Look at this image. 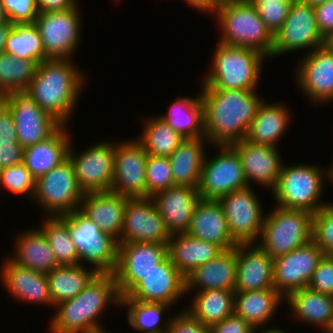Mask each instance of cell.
Wrapping results in <instances>:
<instances>
[{
    "mask_svg": "<svg viewBox=\"0 0 333 333\" xmlns=\"http://www.w3.org/2000/svg\"><path fill=\"white\" fill-rule=\"evenodd\" d=\"M205 138L212 145H232L245 138L249 124L265 100L256 90L201 87Z\"/></svg>",
    "mask_w": 333,
    "mask_h": 333,
    "instance_id": "obj_1",
    "label": "cell"
},
{
    "mask_svg": "<svg viewBox=\"0 0 333 333\" xmlns=\"http://www.w3.org/2000/svg\"><path fill=\"white\" fill-rule=\"evenodd\" d=\"M74 62V59L42 61L26 90L38 106L61 125H68L89 82L84 70Z\"/></svg>",
    "mask_w": 333,
    "mask_h": 333,
    "instance_id": "obj_2",
    "label": "cell"
},
{
    "mask_svg": "<svg viewBox=\"0 0 333 333\" xmlns=\"http://www.w3.org/2000/svg\"><path fill=\"white\" fill-rule=\"evenodd\" d=\"M120 309L121 296L114 274L98 273L74 298L54 306L49 333L107 332L100 317L109 306Z\"/></svg>",
    "mask_w": 333,
    "mask_h": 333,
    "instance_id": "obj_3",
    "label": "cell"
},
{
    "mask_svg": "<svg viewBox=\"0 0 333 333\" xmlns=\"http://www.w3.org/2000/svg\"><path fill=\"white\" fill-rule=\"evenodd\" d=\"M268 58L257 50L217 43L209 72L201 80V87L214 90H257Z\"/></svg>",
    "mask_w": 333,
    "mask_h": 333,
    "instance_id": "obj_4",
    "label": "cell"
},
{
    "mask_svg": "<svg viewBox=\"0 0 333 333\" xmlns=\"http://www.w3.org/2000/svg\"><path fill=\"white\" fill-rule=\"evenodd\" d=\"M326 181L330 182L329 164L322 168L317 163L283 162L276 185L271 190L275 205L314 214L331 203L322 200Z\"/></svg>",
    "mask_w": 333,
    "mask_h": 333,
    "instance_id": "obj_5",
    "label": "cell"
},
{
    "mask_svg": "<svg viewBox=\"0 0 333 333\" xmlns=\"http://www.w3.org/2000/svg\"><path fill=\"white\" fill-rule=\"evenodd\" d=\"M212 15L221 30L219 42L254 49L271 59L274 36L249 0L218 5Z\"/></svg>",
    "mask_w": 333,
    "mask_h": 333,
    "instance_id": "obj_6",
    "label": "cell"
},
{
    "mask_svg": "<svg viewBox=\"0 0 333 333\" xmlns=\"http://www.w3.org/2000/svg\"><path fill=\"white\" fill-rule=\"evenodd\" d=\"M265 214L256 244L271 258L287 254L312 240V213L273 206Z\"/></svg>",
    "mask_w": 333,
    "mask_h": 333,
    "instance_id": "obj_7",
    "label": "cell"
},
{
    "mask_svg": "<svg viewBox=\"0 0 333 333\" xmlns=\"http://www.w3.org/2000/svg\"><path fill=\"white\" fill-rule=\"evenodd\" d=\"M59 217L69 227L78 254V264L91 266L98 273L113 274L117 266V240L102 232L79 209Z\"/></svg>",
    "mask_w": 333,
    "mask_h": 333,
    "instance_id": "obj_8",
    "label": "cell"
},
{
    "mask_svg": "<svg viewBox=\"0 0 333 333\" xmlns=\"http://www.w3.org/2000/svg\"><path fill=\"white\" fill-rule=\"evenodd\" d=\"M84 194L67 159L36 180L32 202L47 217H59L78 210Z\"/></svg>",
    "mask_w": 333,
    "mask_h": 333,
    "instance_id": "obj_9",
    "label": "cell"
},
{
    "mask_svg": "<svg viewBox=\"0 0 333 333\" xmlns=\"http://www.w3.org/2000/svg\"><path fill=\"white\" fill-rule=\"evenodd\" d=\"M81 12L79 5L64 11L39 12L34 23L49 59L74 58L82 42Z\"/></svg>",
    "mask_w": 333,
    "mask_h": 333,
    "instance_id": "obj_10",
    "label": "cell"
},
{
    "mask_svg": "<svg viewBox=\"0 0 333 333\" xmlns=\"http://www.w3.org/2000/svg\"><path fill=\"white\" fill-rule=\"evenodd\" d=\"M217 151L206 155L197 187L203 200H218L233 191L248 187L237 151L231 145H211Z\"/></svg>",
    "mask_w": 333,
    "mask_h": 333,
    "instance_id": "obj_11",
    "label": "cell"
},
{
    "mask_svg": "<svg viewBox=\"0 0 333 333\" xmlns=\"http://www.w3.org/2000/svg\"><path fill=\"white\" fill-rule=\"evenodd\" d=\"M323 36L319 32L314 6L303 0L292 2L287 18L274 36L271 58L282 54L306 50L307 54L322 47Z\"/></svg>",
    "mask_w": 333,
    "mask_h": 333,
    "instance_id": "obj_12",
    "label": "cell"
},
{
    "mask_svg": "<svg viewBox=\"0 0 333 333\" xmlns=\"http://www.w3.org/2000/svg\"><path fill=\"white\" fill-rule=\"evenodd\" d=\"M74 145L71 142L68 159L84 193L111 191L116 141L107 140L88 145L80 154L74 150Z\"/></svg>",
    "mask_w": 333,
    "mask_h": 333,
    "instance_id": "obj_13",
    "label": "cell"
},
{
    "mask_svg": "<svg viewBox=\"0 0 333 333\" xmlns=\"http://www.w3.org/2000/svg\"><path fill=\"white\" fill-rule=\"evenodd\" d=\"M253 186L233 191L218 199L232 238L238 244L256 243L263 227L265 212Z\"/></svg>",
    "mask_w": 333,
    "mask_h": 333,
    "instance_id": "obj_14",
    "label": "cell"
},
{
    "mask_svg": "<svg viewBox=\"0 0 333 333\" xmlns=\"http://www.w3.org/2000/svg\"><path fill=\"white\" fill-rule=\"evenodd\" d=\"M0 100L13 116L18 142L23 148L46 140L61 126L26 91L10 93Z\"/></svg>",
    "mask_w": 333,
    "mask_h": 333,
    "instance_id": "obj_15",
    "label": "cell"
},
{
    "mask_svg": "<svg viewBox=\"0 0 333 333\" xmlns=\"http://www.w3.org/2000/svg\"><path fill=\"white\" fill-rule=\"evenodd\" d=\"M168 256V244L118 243L114 277L120 296H125L147 273Z\"/></svg>",
    "mask_w": 333,
    "mask_h": 333,
    "instance_id": "obj_16",
    "label": "cell"
},
{
    "mask_svg": "<svg viewBox=\"0 0 333 333\" xmlns=\"http://www.w3.org/2000/svg\"><path fill=\"white\" fill-rule=\"evenodd\" d=\"M147 152L136 139L116 141L111 192L129 198H147Z\"/></svg>",
    "mask_w": 333,
    "mask_h": 333,
    "instance_id": "obj_17",
    "label": "cell"
},
{
    "mask_svg": "<svg viewBox=\"0 0 333 333\" xmlns=\"http://www.w3.org/2000/svg\"><path fill=\"white\" fill-rule=\"evenodd\" d=\"M302 56L294 70L297 89L315 105L332 104L333 53L322 46Z\"/></svg>",
    "mask_w": 333,
    "mask_h": 333,
    "instance_id": "obj_18",
    "label": "cell"
},
{
    "mask_svg": "<svg viewBox=\"0 0 333 333\" xmlns=\"http://www.w3.org/2000/svg\"><path fill=\"white\" fill-rule=\"evenodd\" d=\"M171 233L152 198H129L118 243L168 244Z\"/></svg>",
    "mask_w": 333,
    "mask_h": 333,
    "instance_id": "obj_19",
    "label": "cell"
},
{
    "mask_svg": "<svg viewBox=\"0 0 333 333\" xmlns=\"http://www.w3.org/2000/svg\"><path fill=\"white\" fill-rule=\"evenodd\" d=\"M324 255L311 240L287 254L274 258V288L285 298L289 293L307 287Z\"/></svg>",
    "mask_w": 333,
    "mask_h": 333,
    "instance_id": "obj_20",
    "label": "cell"
},
{
    "mask_svg": "<svg viewBox=\"0 0 333 333\" xmlns=\"http://www.w3.org/2000/svg\"><path fill=\"white\" fill-rule=\"evenodd\" d=\"M186 295V278L167 256L125 296L132 300L165 303L173 307Z\"/></svg>",
    "mask_w": 333,
    "mask_h": 333,
    "instance_id": "obj_21",
    "label": "cell"
},
{
    "mask_svg": "<svg viewBox=\"0 0 333 333\" xmlns=\"http://www.w3.org/2000/svg\"><path fill=\"white\" fill-rule=\"evenodd\" d=\"M0 264V283L9 298L22 303L51 306L52 302L46 274L36 272L14 263L7 254Z\"/></svg>",
    "mask_w": 333,
    "mask_h": 333,
    "instance_id": "obj_22",
    "label": "cell"
},
{
    "mask_svg": "<svg viewBox=\"0 0 333 333\" xmlns=\"http://www.w3.org/2000/svg\"><path fill=\"white\" fill-rule=\"evenodd\" d=\"M238 153L248 186L260 185L272 190L276 185L283 160L279 148L259 145L243 139L231 145ZM252 182V184L250 183Z\"/></svg>",
    "mask_w": 333,
    "mask_h": 333,
    "instance_id": "obj_23",
    "label": "cell"
},
{
    "mask_svg": "<svg viewBox=\"0 0 333 333\" xmlns=\"http://www.w3.org/2000/svg\"><path fill=\"white\" fill-rule=\"evenodd\" d=\"M235 291L274 288L273 258L256 243L237 244Z\"/></svg>",
    "mask_w": 333,
    "mask_h": 333,
    "instance_id": "obj_24",
    "label": "cell"
},
{
    "mask_svg": "<svg viewBox=\"0 0 333 333\" xmlns=\"http://www.w3.org/2000/svg\"><path fill=\"white\" fill-rule=\"evenodd\" d=\"M200 199L197 188L179 185L169 187L152 197L171 234L186 233Z\"/></svg>",
    "mask_w": 333,
    "mask_h": 333,
    "instance_id": "obj_25",
    "label": "cell"
},
{
    "mask_svg": "<svg viewBox=\"0 0 333 333\" xmlns=\"http://www.w3.org/2000/svg\"><path fill=\"white\" fill-rule=\"evenodd\" d=\"M186 233L216 244L223 251L233 249L238 244L229 232L223 208L218 200H199Z\"/></svg>",
    "mask_w": 333,
    "mask_h": 333,
    "instance_id": "obj_26",
    "label": "cell"
},
{
    "mask_svg": "<svg viewBox=\"0 0 333 333\" xmlns=\"http://www.w3.org/2000/svg\"><path fill=\"white\" fill-rule=\"evenodd\" d=\"M236 247L223 251L215 259L200 265L186 278V294L212 289L235 291Z\"/></svg>",
    "mask_w": 333,
    "mask_h": 333,
    "instance_id": "obj_27",
    "label": "cell"
},
{
    "mask_svg": "<svg viewBox=\"0 0 333 333\" xmlns=\"http://www.w3.org/2000/svg\"><path fill=\"white\" fill-rule=\"evenodd\" d=\"M128 199L129 197L111 191L88 192L84 194L79 210L102 232L110 234L118 241Z\"/></svg>",
    "mask_w": 333,
    "mask_h": 333,
    "instance_id": "obj_28",
    "label": "cell"
},
{
    "mask_svg": "<svg viewBox=\"0 0 333 333\" xmlns=\"http://www.w3.org/2000/svg\"><path fill=\"white\" fill-rule=\"evenodd\" d=\"M68 125H61L46 140L23 149L22 163L37 180L68 159L73 135Z\"/></svg>",
    "mask_w": 333,
    "mask_h": 333,
    "instance_id": "obj_29",
    "label": "cell"
},
{
    "mask_svg": "<svg viewBox=\"0 0 333 333\" xmlns=\"http://www.w3.org/2000/svg\"><path fill=\"white\" fill-rule=\"evenodd\" d=\"M288 304V315L306 326L318 327L325 333L333 321V296L301 288L285 297ZM295 317V318H294Z\"/></svg>",
    "mask_w": 333,
    "mask_h": 333,
    "instance_id": "obj_30",
    "label": "cell"
},
{
    "mask_svg": "<svg viewBox=\"0 0 333 333\" xmlns=\"http://www.w3.org/2000/svg\"><path fill=\"white\" fill-rule=\"evenodd\" d=\"M16 235L12 239L14 250L8 256L14 263L42 274L50 273L59 266L44 233L38 227L25 229Z\"/></svg>",
    "mask_w": 333,
    "mask_h": 333,
    "instance_id": "obj_31",
    "label": "cell"
},
{
    "mask_svg": "<svg viewBox=\"0 0 333 333\" xmlns=\"http://www.w3.org/2000/svg\"><path fill=\"white\" fill-rule=\"evenodd\" d=\"M290 112L285 104L271 103L265 99L249 124L244 139L254 144L279 148L278 141L290 127L291 115H294Z\"/></svg>",
    "mask_w": 333,
    "mask_h": 333,
    "instance_id": "obj_32",
    "label": "cell"
},
{
    "mask_svg": "<svg viewBox=\"0 0 333 333\" xmlns=\"http://www.w3.org/2000/svg\"><path fill=\"white\" fill-rule=\"evenodd\" d=\"M209 145L212 144L205 137L186 138L170 154L168 158L174 185L198 187L201 170L207 155L205 148H209Z\"/></svg>",
    "mask_w": 333,
    "mask_h": 333,
    "instance_id": "obj_33",
    "label": "cell"
},
{
    "mask_svg": "<svg viewBox=\"0 0 333 333\" xmlns=\"http://www.w3.org/2000/svg\"><path fill=\"white\" fill-rule=\"evenodd\" d=\"M222 252L218 245L197 239L187 233L171 234L168 242V256L185 277Z\"/></svg>",
    "mask_w": 333,
    "mask_h": 333,
    "instance_id": "obj_34",
    "label": "cell"
},
{
    "mask_svg": "<svg viewBox=\"0 0 333 333\" xmlns=\"http://www.w3.org/2000/svg\"><path fill=\"white\" fill-rule=\"evenodd\" d=\"M284 301L285 298L275 288L235 291L234 313L253 327L270 326L278 308H281L280 304Z\"/></svg>",
    "mask_w": 333,
    "mask_h": 333,
    "instance_id": "obj_35",
    "label": "cell"
},
{
    "mask_svg": "<svg viewBox=\"0 0 333 333\" xmlns=\"http://www.w3.org/2000/svg\"><path fill=\"white\" fill-rule=\"evenodd\" d=\"M184 139L205 137L204 107L200 97L178 96L167 113L157 115Z\"/></svg>",
    "mask_w": 333,
    "mask_h": 333,
    "instance_id": "obj_36",
    "label": "cell"
},
{
    "mask_svg": "<svg viewBox=\"0 0 333 333\" xmlns=\"http://www.w3.org/2000/svg\"><path fill=\"white\" fill-rule=\"evenodd\" d=\"M190 303L184 306L195 320L210 327L234 313L235 291L212 289L191 294ZM191 304V305H190Z\"/></svg>",
    "mask_w": 333,
    "mask_h": 333,
    "instance_id": "obj_37",
    "label": "cell"
},
{
    "mask_svg": "<svg viewBox=\"0 0 333 333\" xmlns=\"http://www.w3.org/2000/svg\"><path fill=\"white\" fill-rule=\"evenodd\" d=\"M98 274L85 265H59L47 273L49 292L55 305L77 296Z\"/></svg>",
    "mask_w": 333,
    "mask_h": 333,
    "instance_id": "obj_38",
    "label": "cell"
},
{
    "mask_svg": "<svg viewBox=\"0 0 333 333\" xmlns=\"http://www.w3.org/2000/svg\"><path fill=\"white\" fill-rule=\"evenodd\" d=\"M121 307L127 310L128 325L139 333H166L173 315V313L170 316L164 314L172 307L168 304L141 302L126 296L121 297Z\"/></svg>",
    "mask_w": 333,
    "mask_h": 333,
    "instance_id": "obj_39",
    "label": "cell"
},
{
    "mask_svg": "<svg viewBox=\"0 0 333 333\" xmlns=\"http://www.w3.org/2000/svg\"><path fill=\"white\" fill-rule=\"evenodd\" d=\"M137 140L148 155L169 157L184 138L157 115L148 116Z\"/></svg>",
    "mask_w": 333,
    "mask_h": 333,
    "instance_id": "obj_40",
    "label": "cell"
},
{
    "mask_svg": "<svg viewBox=\"0 0 333 333\" xmlns=\"http://www.w3.org/2000/svg\"><path fill=\"white\" fill-rule=\"evenodd\" d=\"M38 63L0 53V99L10 93L26 91L36 73Z\"/></svg>",
    "mask_w": 333,
    "mask_h": 333,
    "instance_id": "obj_41",
    "label": "cell"
},
{
    "mask_svg": "<svg viewBox=\"0 0 333 333\" xmlns=\"http://www.w3.org/2000/svg\"><path fill=\"white\" fill-rule=\"evenodd\" d=\"M4 52L16 58L36 61L38 64L49 59L45 55L42 39L35 23L14 24Z\"/></svg>",
    "mask_w": 333,
    "mask_h": 333,
    "instance_id": "obj_42",
    "label": "cell"
},
{
    "mask_svg": "<svg viewBox=\"0 0 333 333\" xmlns=\"http://www.w3.org/2000/svg\"><path fill=\"white\" fill-rule=\"evenodd\" d=\"M44 218V219H43ZM38 228L44 233L59 265L78 264V254L68 225L60 217H43Z\"/></svg>",
    "mask_w": 333,
    "mask_h": 333,
    "instance_id": "obj_43",
    "label": "cell"
},
{
    "mask_svg": "<svg viewBox=\"0 0 333 333\" xmlns=\"http://www.w3.org/2000/svg\"><path fill=\"white\" fill-rule=\"evenodd\" d=\"M36 179L23 163L0 169V189L33 199Z\"/></svg>",
    "mask_w": 333,
    "mask_h": 333,
    "instance_id": "obj_44",
    "label": "cell"
},
{
    "mask_svg": "<svg viewBox=\"0 0 333 333\" xmlns=\"http://www.w3.org/2000/svg\"><path fill=\"white\" fill-rule=\"evenodd\" d=\"M147 197L175 186L168 157L148 155L145 167Z\"/></svg>",
    "mask_w": 333,
    "mask_h": 333,
    "instance_id": "obj_45",
    "label": "cell"
},
{
    "mask_svg": "<svg viewBox=\"0 0 333 333\" xmlns=\"http://www.w3.org/2000/svg\"><path fill=\"white\" fill-rule=\"evenodd\" d=\"M312 241L325 255H333V203L312 215Z\"/></svg>",
    "mask_w": 333,
    "mask_h": 333,
    "instance_id": "obj_46",
    "label": "cell"
},
{
    "mask_svg": "<svg viewBox=\"0 0 333 333\" xmlns=\"http://www.w3.org/2000/svg\"><path fill=\"white\" fill-rule=\"evenodd\" d=\"M292 2H264L253 4L269 32L275 36L288 16Z\"/></svg>",
    "mask_w": 333,
    "mask_h": 333,
    "instance_id": "obj_47",
    "label": "cell"
},
{
    "mask_svg": "<svg viewBox=\"0 0 333 333\" xmlns=\"http://www.w3.org/2000/svg\"><path fill=\"white\" fill-rule=\"evenodd\" d=\"M8 20L14 24L34 23L39 14L37 0H0Z\"/></svg>",
    "mask_w": 333,
    "mask_h": 333,
    "instance_id": "obj_48",
    "label": "cell"
},
{
    "mask_svg": "<svg viewBox=\"0 0 333 333\" xmlns=\"http://www.w3.org/2000/svg\"><path fill=\"white\" fill-rule=\"evenodd\" d=\"M309 289L333 296V256L324 255L307 286Z\"/></svg>",
    "mask_w": 333,
    "mask_h": 333,
    "instance_id": "obj_49",
    "label": "cell"
},
{
    "mask_svg": "<svg viewBox=\"0 0 333 333\" xmlns=\"http://www.w3.org/2000/svg\"><path fill=\"white\" fill-rule=\"evenodd\" d=\"M174 313L166 333H210L209 327L195 320L186 310Z\"/></svg>",
    "mask_w": 333,
    "mask_h": 333,
    "instance_id": "obj_50",
    "label": "cell"
},
{
    "mask_svg": "<svg viewBox=\"0 0 333 333\" xmlns=\"http://www.w3.org/2000/svg\"><path fill=\"white\" fill-rule=\"evenodd\" d=\"M253 330L250 323L235 313L209 327L210 333H252Z\"/></svg>",
    "mask_w": 333,
    "mask_h": 333,
    "instance_id": "obj_51",
    "label": "cell"
},
{
    "mask_svg": "<svg viewBox=\"0 0 333 333\" xmlns=\"http://www.w3.org/2000/svg\"><path fill=\"white\" fill-rule=\"evenodd\" d=\"M0 142L19 143L13 116L0 100Z\"/></svg>",
    "mask_w": 333,
    "mask_h": 333,
    "instance_id": "obj_52",
    "label": "cell"
},
{
    "mask_svg": "<svg viewBox=\"0 0 333 333\" xmlns=\"http://www.w3.org/2000/svg\"><path fill=\"white\" fill-rule=\"evenodd\" d=\"M23 149L20 143L0 142V169L22 163Z\"/></svg>",
    "mask_w": 333,
    "mask_h": 333,
    "instance_id": "obj_53",
    "label": "cell"
},
{
    "mask_svg": "<svg viewBox=\"0 0 333 333\" xmlns=\"http://www.w3.org/2000/svg\"><path fill=\"white\" fill-rule=\"evenodd\" d=\"M315 18L322 36L333 31V0L314 7Z\"/></svg>",
    "mask_w": 333,
    "mask_h": 333,
    "instance_id": "obj_54",
    "label": "cell"
},
{
    "mask_svg": "<svg viewBox=\"0 0 333 333\" xmlns=\"http://www.w3.org/2000/svg\"><path fill=\"white\" fill-rule=\"evenodd\" d=\"M77 0H37L39 12L64 11L77 7Z\"/></svg>",
    "mask_w": 333,
    "mask_h": 333,
    "instance_id": "obj_55",
    "label": "cell"
},
{
    "mask_svg": "<svg viewBox=\"0 0 333 333\" xmlns=\"http://www.w3.org/2000/svg\"><path fill=\"white\" fill-rule=\"evenodd\" d=\"M188 4L189 7L195 9V11H200L201 13L210 14L212 16L215 5L210 0H183ZM197 9V10H196Z\"/></svg>",
    "mask_w": 333,
    "mask_h": 333,
    "instance_id": "obj_56",
    "label": "cell"
},
{
    "mask_svg": "<svg viewBox=\"0 0 333 333\" xmlns=\"http://www.w3.org/2000/svg\"><path fill=\"white\" fill-rule=\"evenodd\" d=\"M14 23L10 20L0 24V53L4 52L5 44L8 38L10 31L13 28Z\"/></svg>",
    "mask_w": 333,
    "mask_h": 333,
    "instance_id": "obj_57",
    "label": "cell"
},
{
    "mask_svg": "<svg viewBox=\"0 0 333 333\" xmlns=\"http://www.w3.org/2000/svg\"><path fill=\"white\" fill-rule=\"evenodd\" d=\"M260 328H262V327H254V330L252 333H290L285 330V327L281 328L279 326L277 327V325H276V327H274L273 325H272V327L263 326L262 330ZM259 329H260V331H258Z\"/></svg>",
    "mask_w": 333,
    "mask_h": 333,
    "instance_id": "obj_58",
    "label": "cell"
},
{
    "mask_svg": "<svg viewBox=\"0 0 333 333\" xmlns=\"http://www.w3.org/2000/svg\"><path fill=\"white\" fill-rule=\"evenodd\" d=\"M322 46L329 52L333 53V31L328 32L323 36Z\"/></svg>",
    "mask_w": 333,
    "mask_h": 333,
    "instance_id": "obj_59",
    "label": "cell"
},
{
    "mask_svg": "<svg viewBox=\"0 0 333 333\" xmlns=\"http://www.w3.org/2000/svg\"><path fill=\"white\" fill-rule=\"evenodd\" d=\"M252 4H261L264 2H293L295 0H249Z\"/></svg>",
    "mask_w": 333,
    "mask_h": 333,
    "instance_id": "obj_60",
    "label": "cell"
},
{
    "mask_svg": "<svg viewBox=\"0 0 333 333\" xmlns=\"http://www.w3.org/2000/svg\"><path fill=\"white\" fill-rule=\"evenodd\" d=\"M8 18L7 15L5 14L4 7L2 3L0 2V24L7 22Z\"/></svg>",
    "mask_w": 333,
    "mask_h": 333,
    "instance_id": "obj_61",
    "label": "cell"
},
{
    "mask_svg": "<svg viewBox=\"0 0 333 333\" xmlns=\"http://www.w3.org/2000/svg\"><path fill=\"white\" fill-rule=\"evenodd\" d=\"M303 1L315 7L317 5L326 3L329 0H303Z\"/></svg>",
    "mask_w": 333,
    "mask_h": 333,
    "instance_id": "obj_62",
    "label": "cell"
},
{
    "mask_svg": "<svg viewBox=\"0 0 333 333\" xmlns=\"http://www.w3.org/2000/svg\"><path fill=\"white\" fill-rule=\"evenodd\" d=\"M215 6H218V5H221V4H225L229 1H232V0H210Z\"/></svg>",
    "mask_w": 333,
    "mask_h": 333,
    "instance_id": "obj_63",
    "label": "cell"
},
{
    "mask_svg": "<svg viewBox=\"0 0 333 333\" xmlns=\"http://www.w3.org/2000/svg\"><path fill=\"white\" fill-rule=\"evenodd\" d=\"M330 182L333 185V161L329 164Z\"/></svg>",
    "mask_w": 333,
    "mask_h": 333,
    "instance_id": "obj_64",
    "label": "cell"
},
{
    "mask_svg": "<svg viewBox=\"0 0 333 333\" xmlns=\"http://www.w3.org/2000/svg\"><path fill=\"white\" fill-rule=\"evenodd\" d=\"M325 333H333V321L331 323V326L328 328V330Z\"/></svg>",
    "mask_w": 333,
    "mask_h": 333,
    "instance_id": "obj_65",
    "label": "cell"
}]
</instances>
